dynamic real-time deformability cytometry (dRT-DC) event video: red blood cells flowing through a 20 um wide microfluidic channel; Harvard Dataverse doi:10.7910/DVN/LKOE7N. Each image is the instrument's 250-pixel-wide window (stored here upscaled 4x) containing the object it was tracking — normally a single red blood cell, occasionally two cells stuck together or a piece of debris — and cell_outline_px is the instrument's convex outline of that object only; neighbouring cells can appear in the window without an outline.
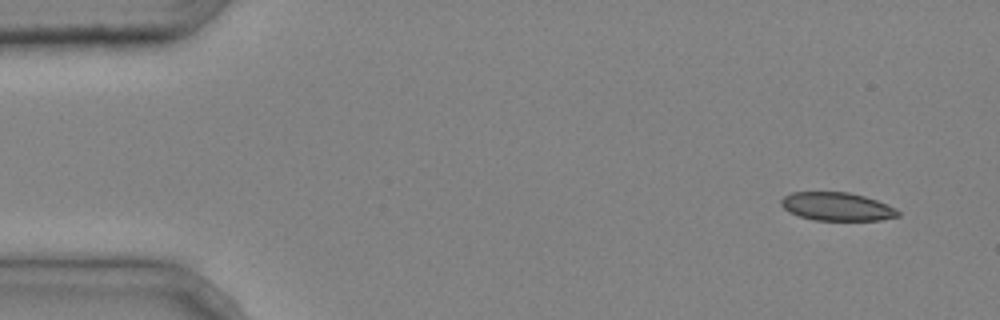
{"species": "common noctule bat (a hibernating species)", "species_latin": "Nyctalus noctula", "temperature_condition": "cold", "stored_images_in_passage": 4, "camera_frame_rate_fps": 3000, "um_per_image_px": 0.085, "animal": {"sex": "male", "body_mass_g": 20.4}, "frame": {"image": 1, "passage_image": 1, "time_ms": 0.0, "image_size_px": [1000, 320], "cell_outline_px": [[900, 216], [880, 220], [816, 220], [800, 216], [788, 212], [780, 204], [780, 200], [784, 196], [792, 192], [848, 192], [864, 196], [876, 200], [896, 208], [900, 212]], "centroid_in_image_um": [71.14, 17.56], "position_along_channel_um": 13.9, "area_um2": 19.25}}
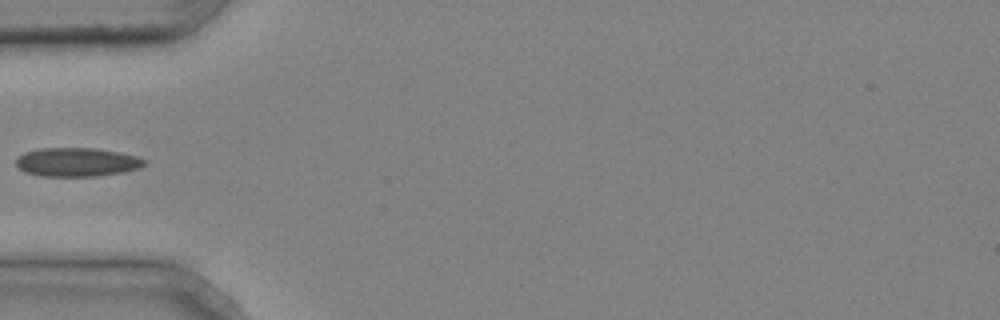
{"frame": {"image": 2, "passage_image": 4, "time_ms": 1.0, "image_size_px": [1000, 320], "cell_outline_px": [[144, 164], [140, 168], [124, 172], [96, 176], [40, 176], [24, 172], [16, 164], [16, 160], [24, 152], [40, 148], [96, 148], [120, 152], [136, 156], [144, 160]], "centroid_in_image_um": [6.53, 13.78], "position_along_channel_um": 78.5, "area_um2": 21.5}}